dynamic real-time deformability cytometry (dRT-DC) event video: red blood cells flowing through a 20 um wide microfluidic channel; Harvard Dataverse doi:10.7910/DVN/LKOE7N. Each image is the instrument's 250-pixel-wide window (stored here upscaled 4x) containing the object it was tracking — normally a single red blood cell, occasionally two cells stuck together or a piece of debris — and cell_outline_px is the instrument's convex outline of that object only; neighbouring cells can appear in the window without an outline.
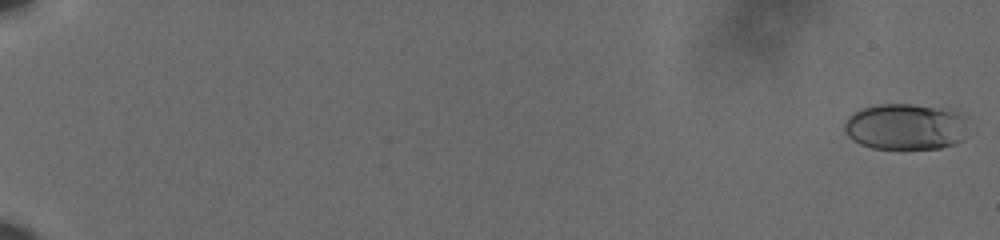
{"species": "human", "species_latin": "Homo sapiens", "temperature_condition": "cold", "stored_images_in_passage": 21, "camera_frame_rate_fps": 3000, "um_per_image_px": 0.085, "donor": {"sex": "male"}, "frame": {"image": 1, "passage_image": 2, "time_ms": 0.333, "image_size_px": [1000, 240], "cell_outline_px": [[964, 140], [940, 148], [872, 148], [860, 144], [852, 140], [844, 132], [844, 120], [852, 112], [860, 108], [876, 104], [912, 104], [960, 112], [964, 116]], "centroid_in_image_um": [76.89, 10.76], "position_along_channel_um": 8.1, "area_um2": 33.29}}
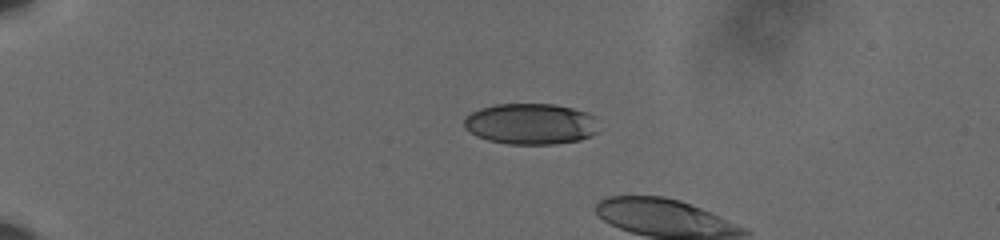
{"frame": {"image": 2, "passage_image": 18, "time_ms": 5.667, "image_size_px": [1000, 240], "cell_outline_px": [[596, 132], [580, 140], [556, 144], [508, 144], [488, 140], [476, 136], [468, 132], [464, 128], [464, 120], [472, 112], [480, 108], [496, 104], [556, 104], [588, 112], [596, 116]], "centroid_in_image_um": [45.1, 10.53], "position_along_channel_um": 39.9, "area_um2": 32.31}}